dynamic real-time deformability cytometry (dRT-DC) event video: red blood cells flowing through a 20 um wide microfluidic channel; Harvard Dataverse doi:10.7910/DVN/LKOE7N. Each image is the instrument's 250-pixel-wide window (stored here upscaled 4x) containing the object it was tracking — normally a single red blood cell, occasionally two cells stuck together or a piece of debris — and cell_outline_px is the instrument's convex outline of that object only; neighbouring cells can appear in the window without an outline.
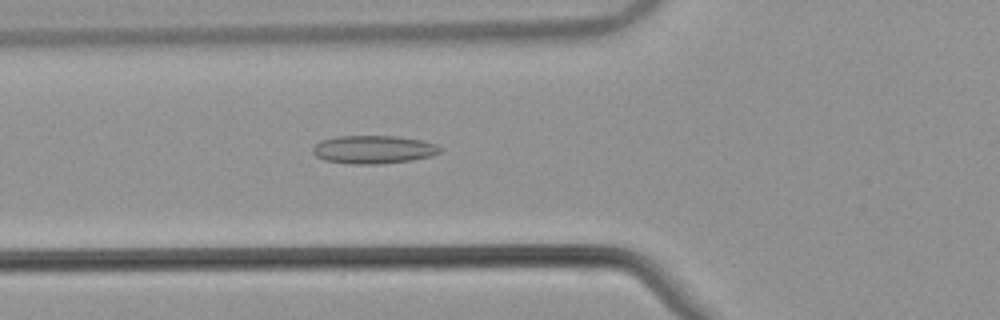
{"species": "common noctule bat (a hibernating species)", "species_latin": "Nyctalus noctula", "temperature_condition": "warm", "stored_images_in_passage": 52, "camera_frame_rate_fps": 3000, "um_per_image_px": 0.085, "animal": {"sex": "male", "body_mass_g": 21.5, "forearm_length_mm": 52.0}, "frame": {"image": 1, "passage_image": 19, "time_ms": 6.0, "image_size_px": [1000, 320], "cell_outline_px": [[440, 152], [432, 156], [412, 160], [380, 164], [352, 164], [324, 160], [316, 156], [312, 152], [312, 148], [320, 140], [336, 136], [400, 136], [424, 140], [436, 144], [440, 148]], "centroid_in_image_um": [31.75, 12.7], "position_along_channel_um": 94.1, "area_um2": 21.1}}
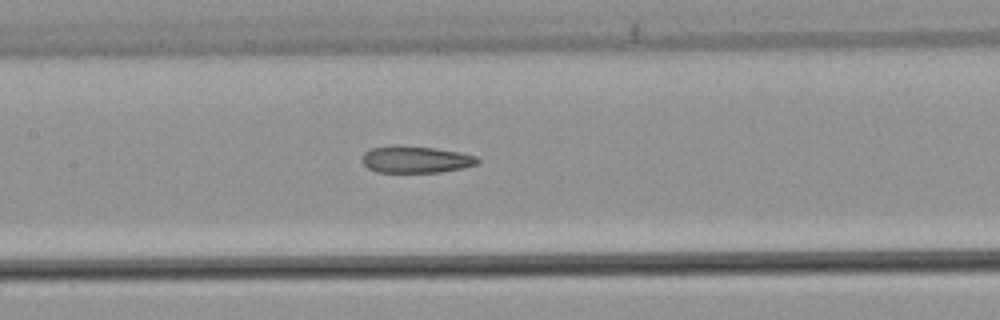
{"frame": {"image": 2, "passage_image": 25, "time_ms": 8.0, "image_size_px": [1000, 320], "cell_outline_px": [[480, 160], [476, 164], [464, 168], [440, 172], [376, 172], [368, 168], [360, 160], [364, 152], [372, 148], [392, 144], [396, 144], [436, 148], [460, 152], [476, 156]], "centroid_in_image_um": [35.31, 13.54], "position_along_channel_um": 172.1, "area_um2": 18.38}}
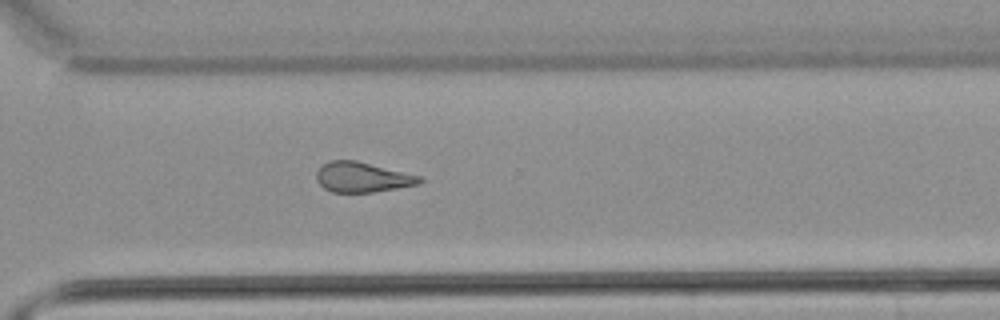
{"frame": {"image": 3, "passage_image": 38, "time_ms": 12.333, "image_size_px": [1000, 320], "cell_outline_px": [[424, 180], [420, 184], [372, 192], [332, 192], [324, 188], [316, 180], [316, 172], [328, 160], [356, 160], [420, 176]], "centroid_in_image_um": [30.78, 15.06], "position_along_channel_um": 339.8, "area_um2": 17.98}, "authors_computed_cell_mechanics": {"area_um2": 19.4786, "velocity_mm_per_s": 3.8751, "shape_relaxation_time_tau1_ms": null, "shape_relaxation_time_tau2_ms": 3.3647, "deformation_change_tau1": null, "deformation_change_tau2": 0.1258}}